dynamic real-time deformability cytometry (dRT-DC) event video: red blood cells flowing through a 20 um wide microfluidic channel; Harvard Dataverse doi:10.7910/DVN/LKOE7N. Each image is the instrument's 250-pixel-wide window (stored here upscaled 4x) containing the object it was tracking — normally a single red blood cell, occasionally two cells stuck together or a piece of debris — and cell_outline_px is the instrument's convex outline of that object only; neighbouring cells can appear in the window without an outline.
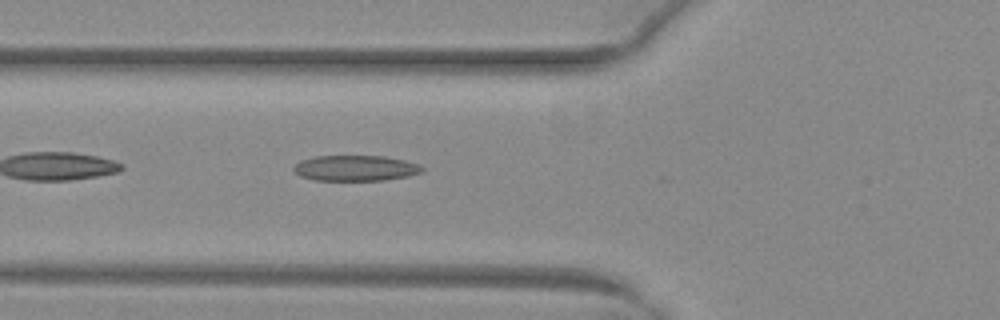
{"species": "common noctule bat (a hibernating species)", "species_latin": "Nyctalus noctula", "temperature_condition": "warm", "stored_images_in_passage": 36, "camera_frame_rate_fps": 3000, "um_per_image_px": 0.085, "animal": {"sex": "female", "body_mass_g": 29.2, "forearm_length_mm": 56.3}, "frame": {"image": 1, "passage_image": 4, "time_ms": 1.0, "image_size_px": [1000, 320], "cell_outline_px": [[424, 172], [408, 176], [384, 180], [312, 180], [300, 176], [292, 168], [300, 160], [316, 156], [384, 156], [404, 160], [420, 164], [424, 168]], "centroid_in_image_um": [30.24, 14.29], "position_along_channel_um": 95.6, "area_um2": 19.25}}
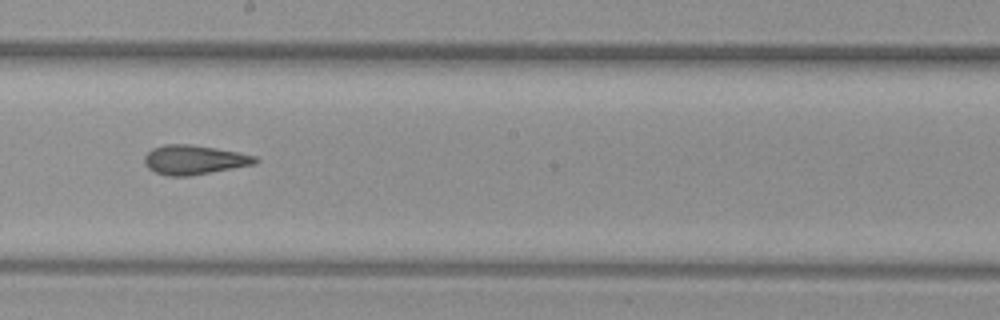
{"frame": {"image": 2, "passage_image": 14, "time_ms": 4.333, "image_size_px": [1000, 320], "cell_outline_px": [[260, 160], [256, 164], [188, 176], [168, 176], [156, 172], [148, 168], [144, 164], [144, 156], [152, 148], [164, 144], [188, 144], [216, 148], [240, 152], [256, 156]], "centroid_in_image_um": [16.51, 13.57], "position_along_channel_um": 231.7, "area_um2": 19.02}}
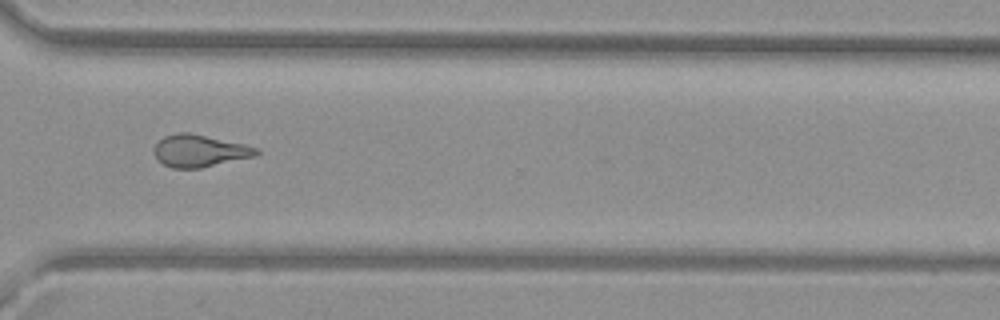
{"frame": {"image": 3, "passage_image": 23, "time_ms": 7.333, "image_size_px": [1000, 320], "cell_outline_px": [[260, 152], [256, 156], [200, 168], [172, 168], [156, 160], [152, 148], [164, 136], [176, 132], [188, 132], [244, 144], [260, 148]], "centroid_in_image_um": [16.95, 12.82], "position_along_channel_um": 353.7, "area_um2": 19.31}, "authors_computed_cell_mechanics": {"area_um2": 19.1318, "velocity_mm_per_s": 4.0696, "shape_relaxation_time_tau1_ms": null, "shape_relaxation_time_tau2_ms": 1.9882, "deformation_change_tau1": null, "deformation_change_tau2": 0.1112}}